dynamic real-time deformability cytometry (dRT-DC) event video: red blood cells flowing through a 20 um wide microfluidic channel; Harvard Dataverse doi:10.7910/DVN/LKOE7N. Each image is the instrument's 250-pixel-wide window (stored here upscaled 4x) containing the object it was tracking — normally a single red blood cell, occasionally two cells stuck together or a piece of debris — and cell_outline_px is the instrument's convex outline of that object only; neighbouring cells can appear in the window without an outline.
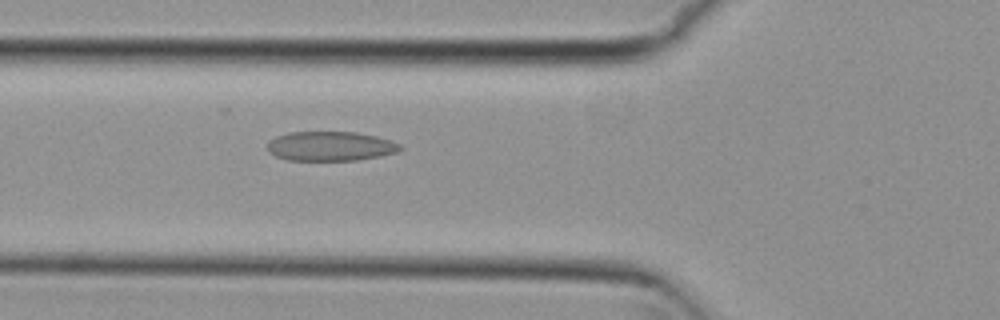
{"species": "common noctule bat (a hibernating species)", "species_latin": "Nyctalus noctula", "temperature_condition": "cold", "stored_images_in_passage": 6, "camera_frame_rate_fps": 3000, "um_per_image_px": 0.085, "animal": {"sex": "female", "body_mass_g": 29.2, "forearm_length_mm": 56.3}, "frame": {"image": 1, "passage_image": 6, "time_ms": 1.667, "image_size_px": [1000, 320], "cell_outline_px": [[404, 148], [400, 152], [380, 156], [356, 160], [288, 160], [276, 156], [268, 152], [268, 140], [276, 136], [288, 132], [356, 132], [376, 136], [392, 140], [400, 144]], "centroid_in_image_um": [28.12, 12.42], "position_along_channel_um": 97.7, "area_um2": 23.0}}